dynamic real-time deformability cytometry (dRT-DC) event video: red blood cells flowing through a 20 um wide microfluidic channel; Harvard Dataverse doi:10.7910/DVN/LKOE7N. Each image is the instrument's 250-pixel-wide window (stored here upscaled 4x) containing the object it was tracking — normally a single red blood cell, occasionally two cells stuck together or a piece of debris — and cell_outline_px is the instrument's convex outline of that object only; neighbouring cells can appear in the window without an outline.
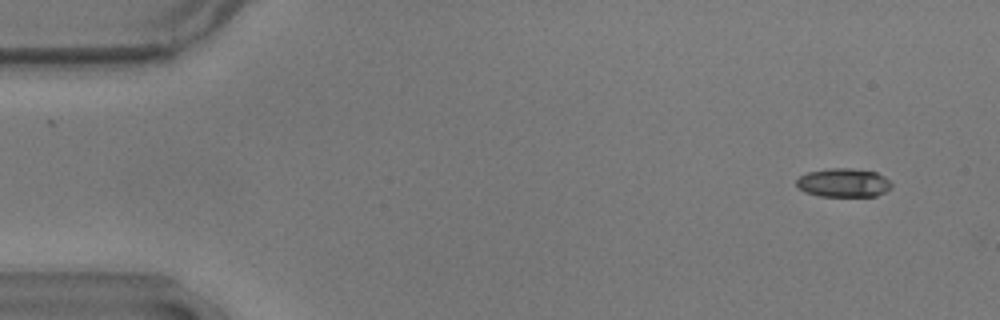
{"species": "common noctule bat (a hibernating species)", "species_latin": "Nyctalus noctula", "temperature_condition": "warm", "stored_images_in_passage": 55, "camera_frame_rate_fps": 3000, "um_per_image_px": 0.085, "animal": {"sex": "male", "body_mass_g": 17.9}, "frame": {"image": 1, "passage_image": 3, "time_ms": 0.667, "image_size_px": [1000, 320], "cell_outline_px": [[892, 188], [876, 196], [820, 196], [804, 192], [796, 184], [796, 180], [800, 176], [808, 172], [828, 168], [852, 168], [876, 172], [884, 176], [892, 184]], "centroid_in_image_um": [71.7, 15.53], "position_along_channel_um": 13.3, "area_um2": 15.95}}
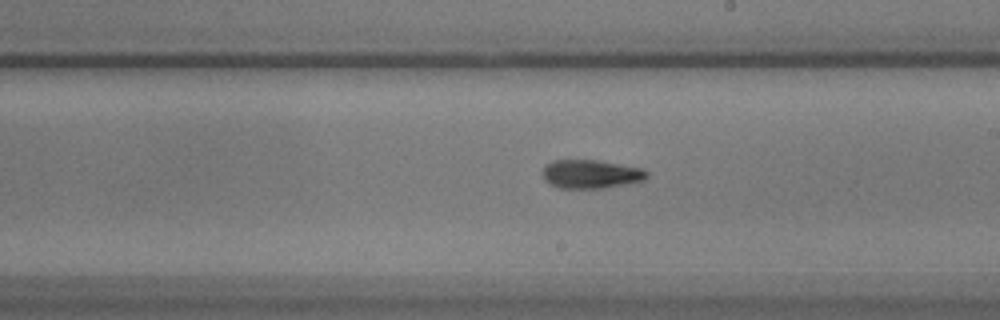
{"frame": {"image": 2, "passage_image": 31, "time_ms": 10.0, "image_size_px": [1000, 320], "cell_outline_px": [[648, 176], [644, 180], [604, 188], [560, 188], [544, 180], [540, 172], [544, 164], [552, 160], [600, 160], [644, 168], [648, 172]], "centroid_in_image_um": [50.2, 14.78], "position_along_channel_um": 238.8, "area_um2": 17.69}}
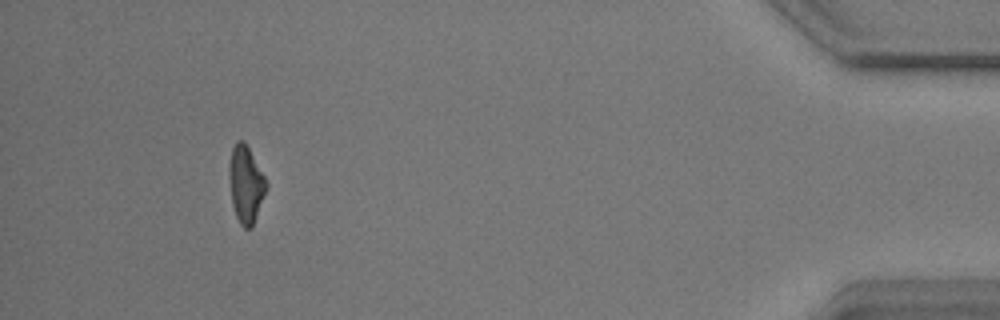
{"frame": {"image": 3, "passage_image": 51, "time_ms": 16.667, "image_size_px": [1000, 320], "cell_outline_px": [[268, 188], [252, 228], [244, 228], [240, 224], [236, 216], [232, 204], [228, 176], [228, 168], [232, 148], [236, 140], [244, 140], [264, 176], [268, 184]], "centroid_in_image_um": [20.89, 15.67], "position_along_channel_um": 414.3, "area_um2": 16.82}, "authors_computed_cell_mechanics": {"area_um2": 16.9354, "velocity_mm_per_s": 3.6096, "shape_relaxation_time_tau1_ms": null, "shape_relaxation_time_tau2_ms": 5.3932, "deformation_change_tau1": null, "deformation_change_tau2": 0.1454}}